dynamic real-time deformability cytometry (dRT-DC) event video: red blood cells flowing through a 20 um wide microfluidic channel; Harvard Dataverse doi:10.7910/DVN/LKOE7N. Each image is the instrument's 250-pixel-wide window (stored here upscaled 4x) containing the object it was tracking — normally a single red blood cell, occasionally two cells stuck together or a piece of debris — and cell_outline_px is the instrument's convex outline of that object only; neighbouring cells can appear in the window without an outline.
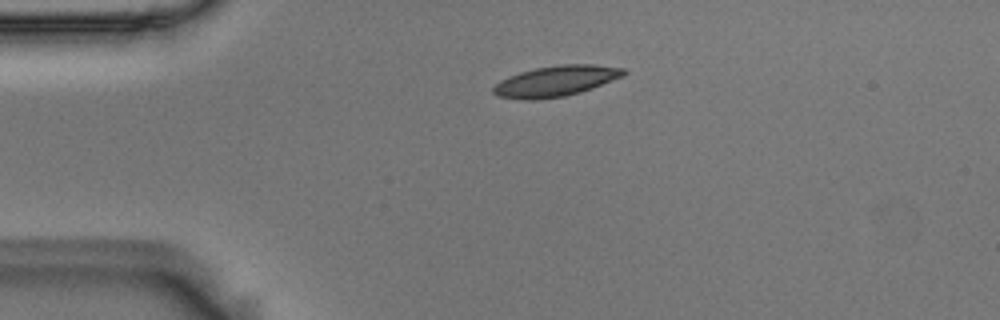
{"species": "Egyptian fruit bat (a non-hibernating species)", "species_latin": "Rousettus aegyptiacus", "temperature_condition": "room temperature", "stored_images_in_passage": 5, "camera_frame_rate_fps": 3000, "um_per_image_px": 0.085, "animal": {"sex": "male"}, "frame": {"image": 1, "passage_image": 5, "time_ms": 1.333, "image_size_px": [1000, 320], "cell_outline_px": [[628, 72], [624, 76], [592, 88], [580, 92], [564, 96], [536, 100], [520, 100], [496, 96], [492, 92], [492, 88], [500, 80], [508, 76], [520, 72], [536, 68], [560, 64], [592, 64], [624, 68]], "centroid_in_image_um": [47.23, 6.89], "position_along_channel_um": 37.8, "area_um2": 23.47}}